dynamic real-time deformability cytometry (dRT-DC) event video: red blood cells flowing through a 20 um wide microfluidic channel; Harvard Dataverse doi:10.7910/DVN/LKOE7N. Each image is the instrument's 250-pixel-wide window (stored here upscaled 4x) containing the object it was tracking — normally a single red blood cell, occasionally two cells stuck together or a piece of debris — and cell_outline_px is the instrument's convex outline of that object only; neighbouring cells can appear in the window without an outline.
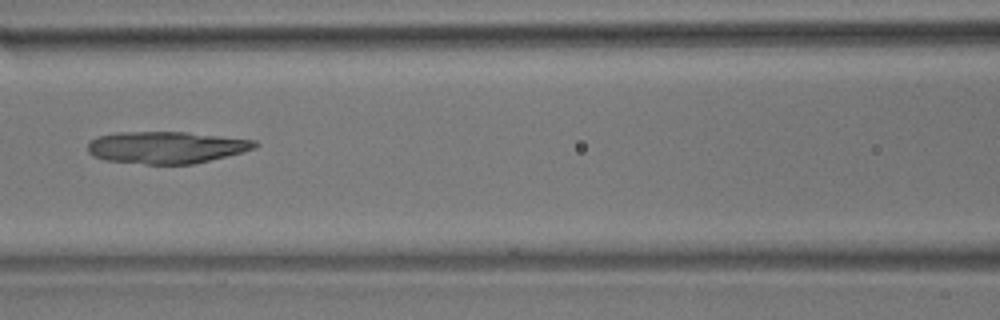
{"species": "common noctule bat (a hibernating species)", "species_latin": "Nyctalus noctula", "temperature_condition": "room temperature", "stored_images_in_passage": 6, "camera_frame_rate_fps": 3000, "um_per_image_px": 0.085, "animal": {"sex": "male", "body_mass_g": 17.9}, "frame": {"image": 1, "passage_image": 6, "time_ms": 5.667, "image_size_px": [1000, 320], "cell_outline_px": [[260, 144], [256, 148], [244, 152], [192, 164], [144, 164], [104, 160], [92, 156], [88, 152], [88, 144], [96, 136], [116, 132], [184, 132], [256, 140]], "centroid_in_image_um": [14.13, 12.53], "position_along_channel_um": 152.5, "area_um2": 31.27}}